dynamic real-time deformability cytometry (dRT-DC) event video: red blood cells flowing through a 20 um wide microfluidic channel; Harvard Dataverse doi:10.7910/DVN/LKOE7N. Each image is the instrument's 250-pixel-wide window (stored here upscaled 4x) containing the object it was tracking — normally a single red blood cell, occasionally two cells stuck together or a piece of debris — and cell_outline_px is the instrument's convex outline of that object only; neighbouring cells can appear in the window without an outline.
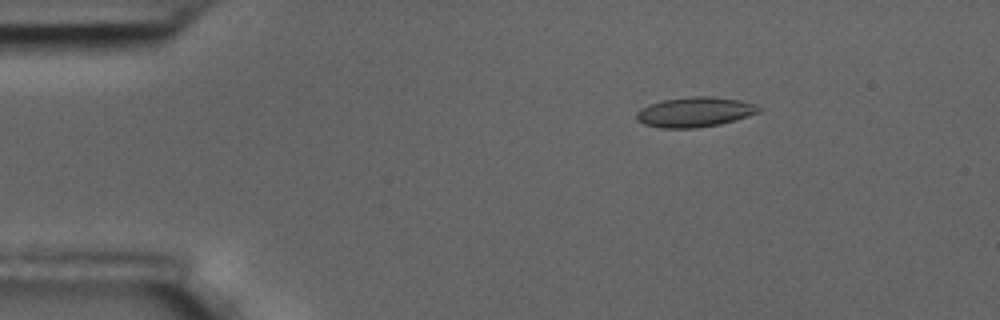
{"species": "common noctule bat (a hibernating species)", "species_latin": "Nyctalus noctula", "temperature_condition": "room temperature", "stored_images_in_passage": 6, "camera_frame_rate_fps": 3000, "um_per_image_px": 0.085, "animal": {"sex": "male", "body_mass_g": 17.5, "forearm_length_mm": 52.3}, "frame": {"image": 1, "passage_image": 3, "time_ms": 0.667, "image_size_px": [1000, 320], "cell_outline_px": [[764, 108], [760, 112], [736, 120], [720, 124], [696, 128], [660, 128], [644, 124], [636, 120], [636, 112], [640, 108], [664, 100], [692, 96], [712, 96], [740, 100], [756, 104]], "centroid_in_image_um": [59.1, 9.52], "position_along_channel_um": 25.9, "area_um2": 21.5}}
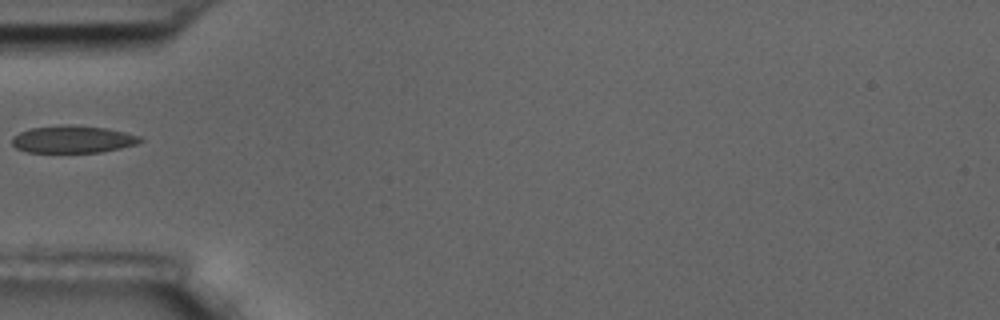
{"frame": {"image": 2, "passage_image": 6, "time_ms": 1.667, "image_size_px": [1000, 320], "cell_outline_px": [[144, 140], [136, 144], [120, 148], [100, 152], [28, 152], [16, 148], [12, 144], [12, 136], [20, 132], [32, 128], [64, 124], [72, 124], [108, 128], [140, 136]], "centroid_in_image_um": [6.19, 11.83], "position_along_channel_um": 78.8, "area_um2": 20.46}}